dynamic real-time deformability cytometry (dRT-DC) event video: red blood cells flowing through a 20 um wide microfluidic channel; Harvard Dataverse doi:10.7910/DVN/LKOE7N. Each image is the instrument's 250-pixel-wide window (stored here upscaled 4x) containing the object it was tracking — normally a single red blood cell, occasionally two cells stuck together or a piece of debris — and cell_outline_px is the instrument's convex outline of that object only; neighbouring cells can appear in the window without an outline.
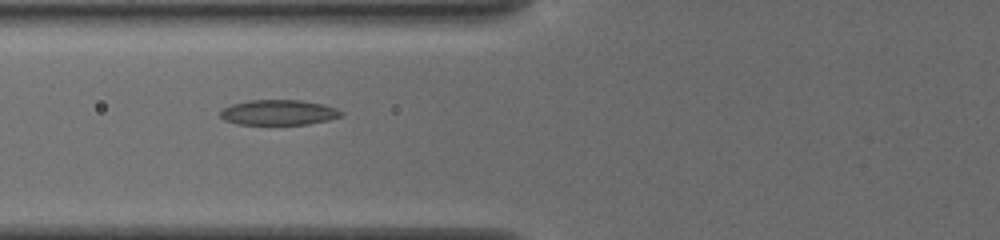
{"species": "common noctule bat (a hibernating species)", "species_latin": "Nyctalus noctula", "temperature_condition": "cold", "stored_images_in_passage": 42, "camera_frame_rate_fps": 3000, "um_per_image_px": 0.085, "animal": {"sex": "female", "body_mass_g": 19.5, "forearm_length_mm": 54.1}, "frame": {"image": 1, "passage_image": 11, "time_ms": 3.333, "image_size_px": [1000, 240], "cell_outline_px": [[344, 116], [328, 120], [308, 124], [236, 124], [224, 120], [220, 116], [220, 112], [224, 108], [232, 104], [248, 100], [300, 100], [324, 104], [336, 108], [344, 112]], "centroid_in_image_um": [23.71, 9.55], "position_along_channel_um": 102.1, "area_um2": 17.86}}
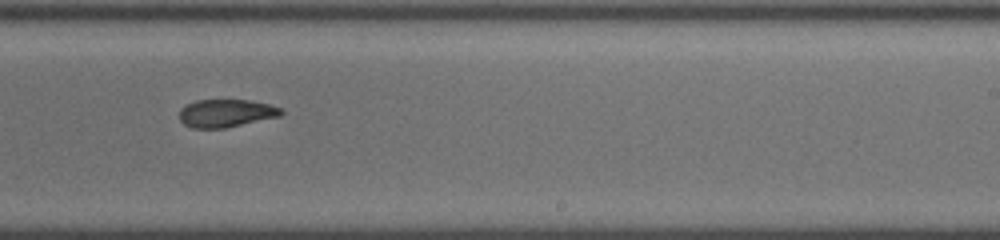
{"frame": {"image": 2, "passage_image": 24, "time_ms": 7.667, "image_size_px": [1000, 240], "cell_outline_px": [[284, 112], [280, 116], [224, 128], [192, 128], [184, 124], [180, 120], [180, 108], [196, 100], [248, 100], [268, 104], [280, 108]], "centroid_in_image_um": [19.19, 9.62], "position_along_channel_um": 269.8, "area_um2": 16.36}}
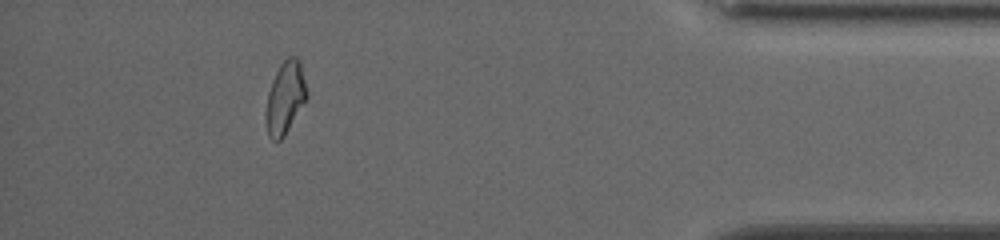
{"frame": {"image": 3, "passage_image": 38, "time_ms": 12.333, "image_size_px": [1000, 240], "cell_outline_px": [[308, 96], [284, 136], [280, 140], [272, 140], [268, 136], [264, 116], [264, 112], [268, 92], [272, 80], [280, 64], [288, 56], [296, 56], [300, 60], [308, 92]], "centroid_in_image_um": [24.23, 8.3], "position_along_channel_um": 411.0, "area_um2": 17.46}, "authors_computed_cell_mechanics": {"area_um2": 17.3111, "velocity_mm_per_s": 3.8715, "shape_relaxation_time_tau1_ms": 6.0048, "shape_relaxation_time_tau2_ms": 4.5435, "deformation_change_tau1": 0.1378, "deformation_change_tau2": 0.0918}}